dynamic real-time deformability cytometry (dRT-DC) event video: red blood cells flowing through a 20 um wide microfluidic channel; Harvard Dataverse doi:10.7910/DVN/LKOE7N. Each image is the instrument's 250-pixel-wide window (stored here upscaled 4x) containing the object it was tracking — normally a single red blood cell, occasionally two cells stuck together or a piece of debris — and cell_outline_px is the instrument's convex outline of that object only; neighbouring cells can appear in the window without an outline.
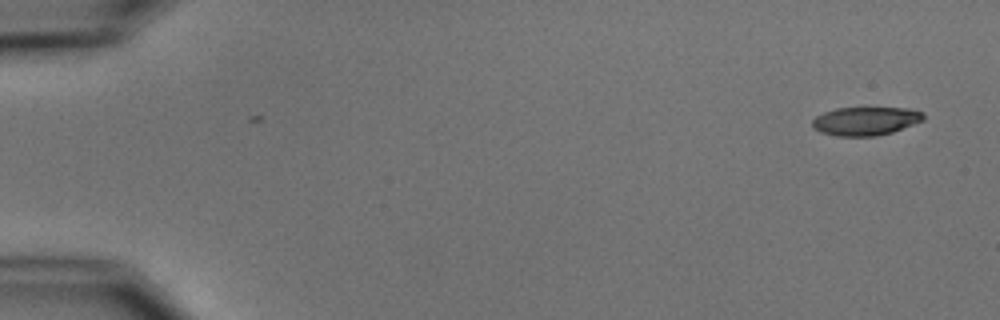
{"species": "common noctule bat (a hibernating species)", "species_latin": "Nyctalus noctula", "temperature_condition": "cold", "stored_images_in_passage": 3, "camera_frame_rate_fps": 3000, "um_per_image_px": 0.085, "animal": {"sex": "male", "body_mass_g": 15.6}, "frame": {"image": 1, "passage_image": 3, "time_ms": 2.333, "image_size_px": [1000, 320], "cell_outline_px": [[924, 120], [892, 132], [876, 136], [836, 136], [820, 132], [812, 128], [812, 120], [816, 116], [824, 112], [836, 108], [908, 108], [924, 112]], "centroid_in_image_um": [73.56, 10.29], "position_along_channel_um": 11.4, "area_um2": 18.5}}